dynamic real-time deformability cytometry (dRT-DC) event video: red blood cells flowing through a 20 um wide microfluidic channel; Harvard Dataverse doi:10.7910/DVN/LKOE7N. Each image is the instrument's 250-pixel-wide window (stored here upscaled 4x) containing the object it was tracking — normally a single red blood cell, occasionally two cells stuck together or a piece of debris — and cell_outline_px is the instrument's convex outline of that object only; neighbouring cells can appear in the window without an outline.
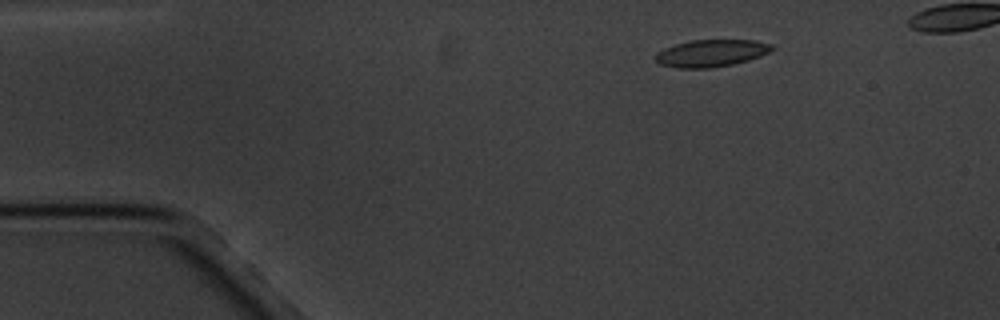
{"species": "common noctule bat (a hibernating species)", "species_latin": "Nyctalus noctula", "temperature_condition": "cold", "stored_images_in_passage": 6, "camera_frame_rate_fps": 3000, "um_per_image_px": 0.085, "animal": {"sex": "male", "body_mass_g": 20.1, "forearm_length_mm": 53.5}, "frame": {"image": 1, "passage_image": 3, "time_ms": 2.333, "image_size_px": [1000, 320], "cell_outline_px": [[776, 48], [760, 56], [748, 60], [732, 64], [708, 68], [676, 68], [660, 64], [656, 60], [656, 52], [664, 48], [676, 44], [692, 40], [756, 40], [772, 44]], "centroid_in_image_um": [60.46, 4.51], "position_along_channel_um": 24.5, "area_um2": 18.38}}